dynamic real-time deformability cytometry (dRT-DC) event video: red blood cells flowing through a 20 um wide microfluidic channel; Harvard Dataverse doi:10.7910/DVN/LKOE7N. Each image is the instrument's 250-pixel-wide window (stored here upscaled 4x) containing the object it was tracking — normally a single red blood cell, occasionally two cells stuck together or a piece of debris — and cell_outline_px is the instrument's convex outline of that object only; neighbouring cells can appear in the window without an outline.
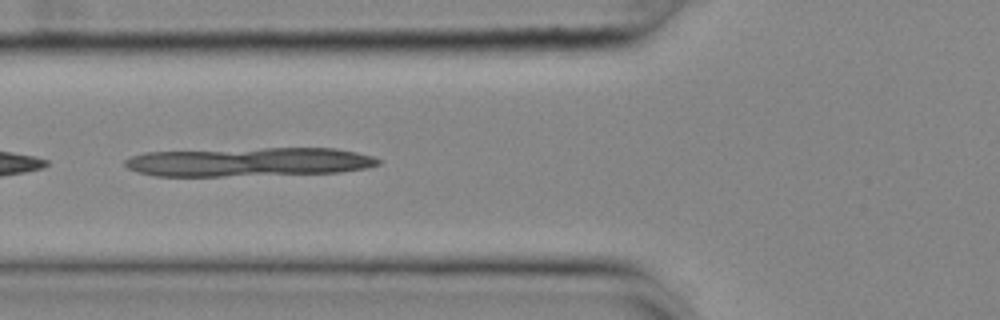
{"species": "common noctule bat (a hibernating species)", "species_latin": "Nyctalus noctula", "temperature_condition": "cold", "stored_images_in_passage": 16, "camera_frame_rate_fps": 3000, "um_per_image_px": 0.085, "animal": {"sex": "female", "body_mass_g": 25.1}, "frame": {"image": 1, "passage_image": 14, "time_ms": 4.333, "image_size_px": [1000, 320], "cell_outline_px": [[380, 164], [368, 168], [340, 172], [220, 176], [156, 176], [136, 172], [128, 168], [124, 164], [124, 160], [132, 156], [144, 152], [264, 148], [336, 148], [356, 152], [372, 156], [380, 160]], "centroid_in_image_um": [21.15, 13.76], "position_along_channel_um": 104.6, "area_um2": 42.66}}